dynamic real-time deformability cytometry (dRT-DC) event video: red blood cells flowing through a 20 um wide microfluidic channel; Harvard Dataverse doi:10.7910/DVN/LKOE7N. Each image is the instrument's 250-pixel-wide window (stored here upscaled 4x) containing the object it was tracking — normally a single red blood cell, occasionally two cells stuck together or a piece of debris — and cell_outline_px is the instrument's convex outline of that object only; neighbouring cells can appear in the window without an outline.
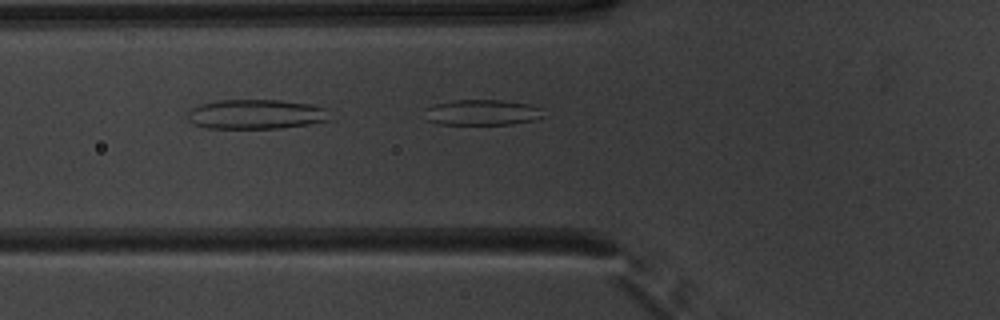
{"species": "common noctule bat (a hibernating species)", "species_latin": "Nyctalus noctula", "temperature_condition": "warm", "stored_images_in_passage": 19, "camera_frame_rate_fps": 3000, "um_per_image_px": 0.085, "animal": {"sex": "male", "body_mass_g": 20.1, "forearm_length_mm": 53.5}, "frame": {"image": 1, "passage_image": 19, "time_ms": 6.0, "image_size_px": [1000, 320], "cell_outline_px": [[544, 116], [536, 120], [512, 124], [440, 124], [428, 120], [424, 108], [432, 104], [452, 100], [504, 100], [528, 104], [544, 108]], "centroid_in_image_um": [41.02, 9.55], "position_along_channel_um": 84.8, "area_um2": 17.98}}